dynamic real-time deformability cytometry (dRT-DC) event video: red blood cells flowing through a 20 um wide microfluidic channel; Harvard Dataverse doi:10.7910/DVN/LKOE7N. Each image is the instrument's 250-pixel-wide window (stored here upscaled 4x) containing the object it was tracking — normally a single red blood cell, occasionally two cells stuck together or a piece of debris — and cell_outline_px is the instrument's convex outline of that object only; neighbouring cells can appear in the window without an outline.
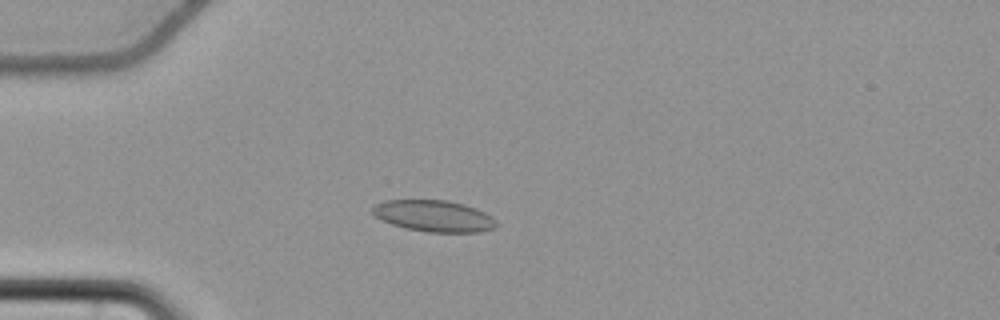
{"species": "common noctule bat (a hibernating species)", "species_latin": "Nyctalus noctula", "temperature_condition": "cold", "stored_images_in_passage": 54, "camera_frame_rate_fps": 3000, "um_per_image_px": 0.085, "animal": {"sex": "female", "body_mass_g": 22.7, "forearm_length_mm": 54.2}, "frame": {"image": 1, "passage_image": 14, "time_ms": 4.333, "image_size_px": [1000, 320], "cell_outline_px": [[496, 224], [492, 228], [480, 232], [428, 232], [404, 228], [380, 220], [372, 212], [372, 208], [376, 204], [384, 200], [448, 200], [464, 204], [476, 208], [492, 216], [496, 220]], "centroid_in_image_um": [36.86, 18.35], "position_along_channel_um": 48.1, "area_um2": 22.72}}
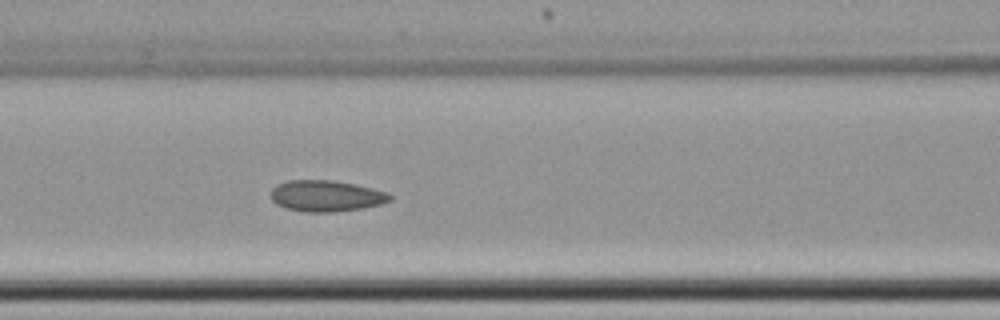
{"frame": {"image": 2, "passage_image": 23, "time_ms": 7.333, "image_size_px": [1000, 320], "cell_outline_px": [[392, 200], [380, 204], [360, 208], [332, 212], [304, 212], [284, 208], [276, 204], [268, 196], [272, 188], [276, 184], [288, 180], [332, 180], [356, 184], [388, 192], [392, 196]], "centroid_in_image_um": [27.67, 16.65], "position_along_channel_um": 138.9, "area_um2": 21.91}}
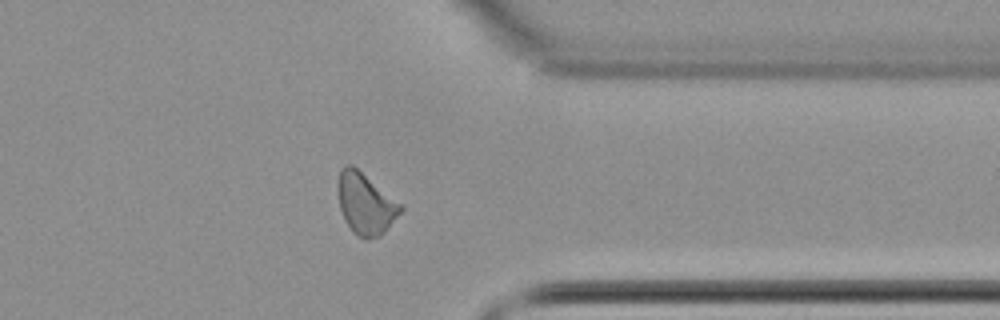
{"frame": {"image": 3, "passage_image": 43, "time_ms": 14.0, "image_size_px": [1000, 320], "cell_outline_px": [[404, 208], [384, 232], [380, 236], [364, 240], [356, 236], [352, 232], [344, 220], [340, 208], [336, 192], [336, 180], [340, 168], [344, 164], [352, 164], [404, 204]], "centroid_in_image_um": [31.04, 17.28], "position_along_channel_um": 380.4, "area_um2": 23.18}, "authors_computed_cell_mechanics": {"area_um2": 21.9351, "velocity_mm_per_s": 3.7198, "shape_relaxation_time_tau1_ms": 10.6821, "shape_relaxation_time_tau2_ms": 2.8058, "deformation_change_tau1": 0.124, "deformation_change_tau2": 0.0972}}